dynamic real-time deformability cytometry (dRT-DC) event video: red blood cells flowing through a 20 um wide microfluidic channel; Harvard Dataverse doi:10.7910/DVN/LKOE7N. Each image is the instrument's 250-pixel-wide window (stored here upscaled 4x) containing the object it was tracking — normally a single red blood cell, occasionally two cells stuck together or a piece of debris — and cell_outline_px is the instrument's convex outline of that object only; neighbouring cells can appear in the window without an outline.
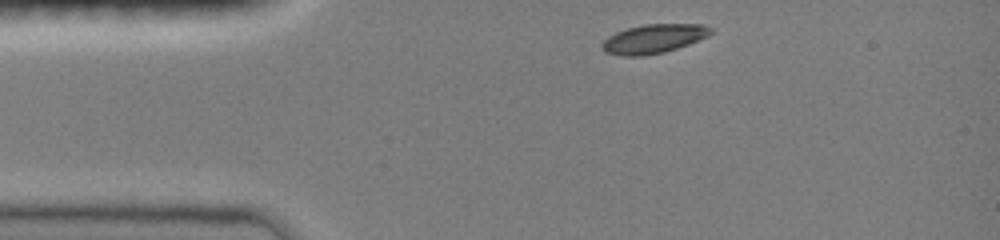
{"species": "common noctule bat (a hibernating species)", "species_latin": "Nyctalus noctula", "temperature_condition": "room temperature", "stored_images_in_passage": 32, "camera_frame_rate_fps": 3000, "um_per_image_px": 0.085, "animal": {"sex": "female", "body_mass_g": 19.0, "forearm_length_mm": 51.5}, "frame": {"image": 1, "passage_image": 1, "time_ms": 0.0, "image_size_px": [1000, 240], "cell_outline_px": [[712, 32], [708, 36], [688, 44], [664, 52], [644, 56], [624, 56], [604, 52], [600, 48], [600, 44], [608, 36], [616, 32], [628, 28], [644, 24], [704, 24], [712, 28]], "centroid_in_image_um": [55.53, 3.29], "position_along_channel_um": 29.5, "area_um2": 18.44}}
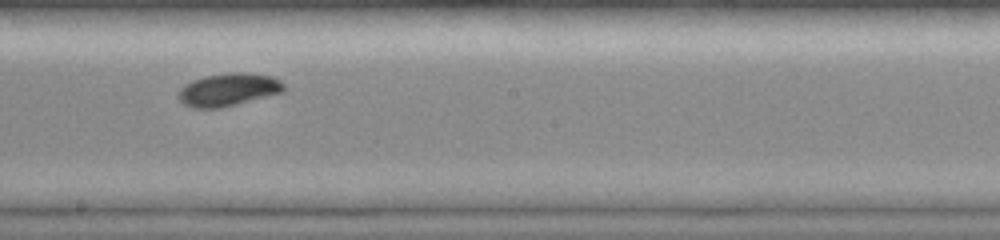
{"frame": {"image": 2, "passage_image": 18, "time_ms": 6.0, "image_size_px": [1000, 240], "cell_outline_px": [[284, 92], [220, 108], [192, 108], [184, 104], [176, 96], [180, 88], [184, 84], [192, 80], [204, 76], [228, 72], [248, 72], [272, 76], [280, 80], [284, 84]], "centroid_in_image_um": [19.39, 7.61], "position_along_channel_um": 228.8, "area_um2": 20.4}}
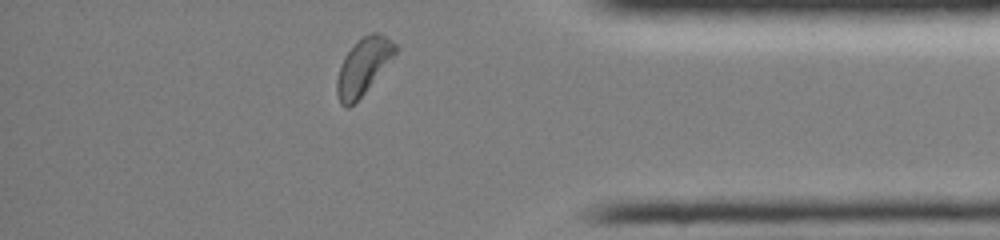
{"frame": {"image": 3, "passage_image": 31, "time_ms": 10.667, "image_size_px": [1000, 240], "cell_outline_px": [[400, 48], [364, 92], [348, 108], [344, 108], [340, 104], [336, 92], [336, 80], [344, 56], [364, 36], [372, 32], [376, 32], [384, 36], [396, 44]], "centroid_in_image_um": [30.86, 5.66], "position_along_channel_um": 404.3, "area_um2": 18.55}, "authors_computed_cell_mechanics": {"area_um2": 19.074, "velocity_mm_per_s": 4.0169, "shape_relaxation_time_tau1_ms": 2.1558, "shape_relaxation_time_tau2_ms": null, "deformation_change_tau1": 0.1355, "deformation_change_tau2": null}}